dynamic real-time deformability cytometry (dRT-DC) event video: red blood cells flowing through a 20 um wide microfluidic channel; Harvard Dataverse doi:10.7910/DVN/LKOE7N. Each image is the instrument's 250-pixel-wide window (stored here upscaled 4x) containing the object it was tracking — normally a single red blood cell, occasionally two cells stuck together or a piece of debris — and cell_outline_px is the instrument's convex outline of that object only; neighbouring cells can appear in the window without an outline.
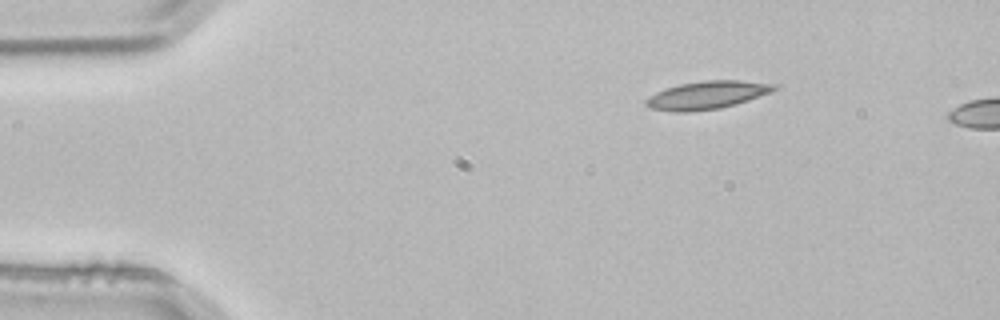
{"species": "common noctule bat (a hibernating species)", "species_latin": "Nyctalus noctula", "temperature_condition": "room temperature", "stored_images_in_passage": 2, "camera_frame_rate_fps": 3000, "um_per_image_px": 0.085, "animal": {"sex": "male", "body_mass_g": 21.5, "forearm_length_mm": 52.0}, "frame": {"image": 1, "passage_image": 1, "time_ms": 0.0, "image_size_px": [1000, 320], "cell_outline_px": [[776, 88], [772, 92], [736, 104], [720, 108], [688, 112], [676, 112], [652, 108], [644, 100], [656, 92], [664, 88], [680, 84], [704, 80], [740, 80], [776, 84]], "centroid_in_image_um": [60.12, 8.07], "position_along_channel_um": 24.9, "area_um2": 20.75}}